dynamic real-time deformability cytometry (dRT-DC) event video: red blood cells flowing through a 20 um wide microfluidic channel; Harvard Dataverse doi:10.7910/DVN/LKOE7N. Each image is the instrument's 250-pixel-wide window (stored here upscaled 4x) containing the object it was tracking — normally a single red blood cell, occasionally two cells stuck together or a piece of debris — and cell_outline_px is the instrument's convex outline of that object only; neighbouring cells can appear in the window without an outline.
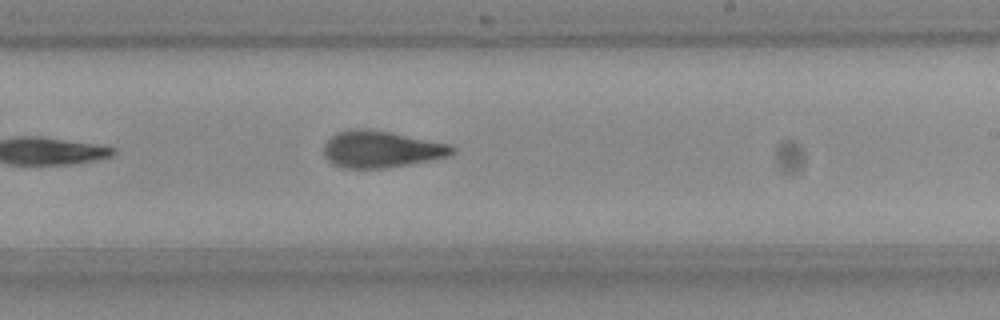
{"species": "Egyptian fruit bat (a non-hibernating species)", "species_latin": "Rousettus aegyptiacus", "temperature_condition": "room temperature", "stored_images_in_passage": 9, "camera_frame_rate_fps": 3000, "um_per_image_px": 0.085, "frame": {"image": 1, "passage_image": 9, "time_ms": 2.667, "image_size_px": [1000, 320], "cell_outline_px": [[456, 152], [448, 156], [388, 168], [340, 168], [332, 164], [324, 156], [324, 144], [336, 132], [352, 128], [364, 128], [388, 132], [448, 144], [456, 148]], "centroid_in_image_um": [32.35, 12.69], "position_along_channel_um": 256.7, "area_um2": 27.34}}